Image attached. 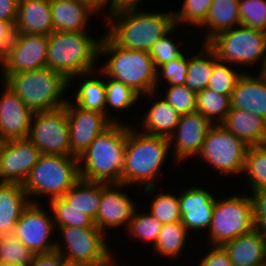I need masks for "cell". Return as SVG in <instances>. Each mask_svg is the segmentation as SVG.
Here are the masks:
<instances>
[{"instance_id": "55", "label": "cell", "mask_w": 266, "mask_h": 266, "mask_svg": "<svg viewBox=\"0 0 266 266\" xmlns=\"http://www.w3.org/2000/svg\"><path fill=\"white\" fill-rule=\"evenodd\" d=\"M0 266H27L24 264H17V263H2Z\"/></svg>"}, {"instance_id": "2", "label": "cell", "mask_w": 266, "mask_h": 266, "mask_svg": "<svg viewBox=\"0 0 266 266\" xmlns=\"http://www.w3.org/2000/svg\"><path fill=\"white\" fill-rule=\"evenodd\" d=\"M170 150L169 138L145 134L129 124L122 184L129 187L141 184L144 193L155 192V180L162 174Z\"/></svg>"}, {"instance_id": "36", "label": "cell", "mask_w": 266, "mask_h": 266, "mask_svg": "<svg viewBox=\"0 0 266 266\" xmlns=\"http://www.w3.org/2000/svg\"><path fill=\"white\" fill-rule=\"evenodd\" d=\"M243 174L248 176L246 179H248L250 191L266 189V147L264 145L249 146Z\"/></svg>"}, {"instance_id": "7", "label": "cell", "mask_w": 266, "mask_h": 266, "mask_svg": "<svg viewBox=\"0 0 266 266\" xmlns=\"http://www.w3.org/2000/svg\"><path fill=\"white\" fill-rule=\"evenodd\" d=\"M79 180L77 157L41 154L23 188L31 203H41L37 201L40 195L48 196L49 200L62 197Z\"/></svg>"}, {"instance_id": "40", "label": "cell", "mask_w": 266, "mask_h": 266, "mask_svg": "<svg viewBox=\"0 0 266 266\" xmlns=\"http://www.w3.org/2000/svg\"><path fill=\"white\" fill-rule=\"evenodd\" d=\"M212 0H184L180 10L173 11L175 25L201 26L210 9Z\"/></svg>"}, {"instance_id": "6", "label": "cell", "mask_w": 266, "mask_h": 266, "mask_svg": "<svg viewBox=\"0 0 266 266\" xmlns=\"http://www.w3.org/2000/svg\"><path fill=\"white\" fill-rule=\"evenodd\" d=\"M3 82L33 112L58 109L67 103L61 96L69 90V81L47 67L10 74Z\"/></svg>"}, {"instance_id": "19", "label": "cell", "mask_w": 266, "mask_h": 266, "mask_svg": "<svg viewBox=\"0 0 266 266\" xmlns=\"http://www.w3.org/2000/svg\"><path fill=\"white\" fill-rule=\"evenodd\" d=\"M0 98V142L28 138L33 111L4 82Z\"/></svg>"}, {"instance_id": "56", "label": "cell", "mask_w": 266, "mask_h": 266, "mask_svg": "<svg viewBox=\"0 0 266 266\" xmlns=\"http://www.w3.org/2000/svg\"><path fill=\"white\" fill-rule=\"evenodd\" d=\"M263 145L266 147V139L264 140V143H263Z\"/></svg>"}, {"instance_id": "9", "label": "cell", "mask_w": 266, "mask_h": 266, "mask_svg": "<svg viewBox=\"0 0 266 266\" xmlns=\"http://www.w3.org/2000/svg\"><path fill=\"white\" fill-rule=\"evenodd\" d=\"M206 44L219 61L235 67L251 68L266 57V32L243 25L218 33Z\"/></svg>"}, {"instance_id": "37", "label": "cell", "mask_w": 266, "mask_h": 266, "mask_svg": "<svg viewBox=\"0 0 266 266\" xmlns=\"http://www.w3.org/2000/svg\"><path fill=\"white\" fill-rule=\"evenodd\" d=\"M137 208L129 222L127 227L128 235L134 237V239H139V241L146 242V244H151L153 247L159 232L162 229L163 224L159 222L150 213H138Z\"/></svg>"}, {"instance_id": "51", "label": "cell", "mask_w": 266, "mask_h": 266, "mask_svg": "<svg viewBox=\"0 0 266 266\" xmlns=\"http://www.w3.org/2000/svg\"><path fill=\"white\" fill-rule=\"evenodd\" d=\"M86 4H88L95 12L96 14L99 13L101 9L103 10L107 4H109V11L107 15H110L111 13L115 12V0H82ZM110 1V2H109Z\"/></svg>"}, {"instance_id": "32", "label": "cell", "mask_w": 266, "mask_h": 266, "mask_svg": "<svg viewBox=\"0 0 266 266\" xmlns=\"http://www.w3.org/2000/svg\"><path fill=\"white\" fill-rule=\"evenodd\" d=\"M189 233L181 222L163 224L158 238L153 246L156 255L177 258L183 253Z\"/></svg>"}, {"instance_id": "10", "label": "cell", "mask_w": 266, "mask_h": 266, "mask_svg": "<svg viewBox=\"0 0 266 266\" xmlns=\"http://www.w3.org/2000/svg\"><path fill=\"white\" fill-rule=\"evenodd\" d=\"M255 228L250 195H231L215 199L211 224L208 229V246H222L237 236Z\"/></svg>"}, {"instance_id": "18", "label": "cell", "mask_w": 266, "mask_h": 266, "mask_svg": "<svg viewBox=\"0 0 266 266\" xmlns=\"http://www.w3.org/2000/svg\"><path fill=\"white\" fill-rule=\"evenodd\" d=\"M125 187L123 184L102 183V196L94 223L105 235H108V229L122 225L127 228L137 208L135 201L120 190Z\"/></svg>"}, {"instance_id": "17", "label": "cell", "mask_w": 266, "mask_h": 266, "mask_svg": "<svg viewBox=\"0 0 266 266\" xmlns=\"http://www.w3.org/2000/svg\"><path fill=\"white\" fill-rule=\"evenodd\" d=\"M212 126L210 121L196 111L180 115L178 125L169 137L173 160L180 163L197 156Z\"/></svg>"}, {"instance_id": "54", "label": "cell", "mask_w": 266, "mask_h": 266, "mask_svg": "<svg viewBox=\"0 0 266 266\" xmlns=\"http://www.w3.org/2000/svg\"><path fill=\"white\" fill-rule=\"evenodd\" d=\"M260 65H261L260 67L262 68L257 75L260 76L266 82V57L264 58L263 62H261Z\"/></svg>"}, {"instance_id": "47", "label": "cell", "mask_w": 266, "mask_h": 266, "mask_svg": "<svg viewBox=\"0 0 266 266\" xmlns=\"http://www.w3.org/2000/svg\"><path fill=\"white\" fill-rule=\"evenodd\" d=\"M198 266H233L222 246H211Z\"/></svg>"}, {"instance_id": "20", "label": "cell", "mask_w": 266, "mask_h": 266, "mask_svg": "<svg viewBox=\"0 0 266 266\" xmlns=\"http://www.w3.org/2000/svg\"><path fill=\"white\" fill-rule=\"evenodd\" d=\"M181 223L188 232L208 230L213 215L215 197L203 187L186 188L178 195Z\"/></svg>"}, {"instance_id": "45", "label": "cell", "mask_w": 266, "mask_h": 266, "mask_svg": "<svg viewBox=\"0 0 266 266\" xmlns=\"http://www.w3.org/2000/svg\"><path fill=\"white\" fill-rule=\"evenodd\" d=\"M167 88V90H166ZM165 88L163 97L179 115H185L196 111V92L183 85L169 86Z\"/></svg>"}, {"instance_id": "31", "label": "cell", "mask_w": 266, "mask_h": 266, "mask_svg": "<svg viewBox=\"0 0 266 266\" xmlns=\"http://www.w3.org/2000/svg\"><path fill=\"white\" fill-rule=\"evenodd\" d=\"M195 56L189 58L185 86L196 93L207 88L214 64L218 61L213 50L206 44Z\"/></svg>"}, {"instance_id": "8", "label": "cell", "mask_w": 266, "mask_h": 266, "mask_svg": "<svg viewBox=\"0 0 266 266\" xmlns=\"http://www.w3.org/2000/svg\"><path fill=\"white\" fill-rule=\"evenodd\" d=\"M57 229L62 233L64 243L57 240L55 250L68 266H117L106 235L97 227L65 226Z\"/></svg>"}, {"instance_id": "22", "label": "cell", "mask_w": 266, "mask_h": 266, "mask_svg": "<svg viewBox=\"0 0 266 266\" xmlns=\"http://www.w3.org/2000/svg\"><path fill=\"white\" fill-rule=\"evenodd\" d=\"M231 108L246 110L266 119V82L243 72L230 96Z\"/></svg>"}, {"instance_id": "38", "label": "cell", "mask_w": 266, "mask_h": 266, "mask_svg": "<svg viewBox=\"0 0 266 266\" xmlns=\"http://www.w3.org/2000/svg\"><path fill=\"white\" fill-rule=\"evenodd\" d=\"M162 224L181 222L180 203L177 195L159 193L153 199L149 212Z\"/></svg>"}, {"instance_id": "26", "label": "cell", "mask_w": 266, "mask_h": 266, "mask_svg": "<svg viewBox=\"0 0 266 266\" xmlns=\"http://www.w3.org/2000/svg\"><path fill=\"white\" fill-rule=\"evenodd\" d=\"M30 203L22 184L0 182V236L13 232Z\"/></svg>"}, {"instance_id": "34", "label": "cell", "mask_w": 266, "mask_h": 266, "mask_svg": "<svg viewBox=\"0 0 266 266\" xmlns=\"http://www.w3.org/2000/svg\"><path fill=\"white\" fill-rule=\"evenodd\" d=\"M230 109L229 95L217 93L209 88L196 93V112L204 116L213 125L220 124Z\"/></svg>"}, {"instance_id": "13", "label": "cell", "mask_w": 266, "mask_h": 266, "mask_svg": "<svg viewBox=\"0 0 266 266\" xmlns=\"http://www.w3.org/2000/svg\"><path fill=\"white\" fill-rule=\"evenodd\" d=\"M51 210L47 212L41 203H30L20 216L12 234L33 254L55 250L52 234L56 231ZM55 241V242H54Z\"/></svg>"}, {"instance_id": "25", "label": "cell", "mask_w": 266, "mask_h": 266, "mask_svg": "<svg viewBox=\"0 0 266 266\" xmlns=\"http://www.w3.org/2000/svg\"><path fill=\"white\" fill-rule=\"evenodd\" d=\"M220 125L248 146L263 145L266 119L246 110L231 108Z\"/></svg>"}, {"instance_id": "30", "label": "cell", "mask_w": 266, "mask_h": 266, "mask_svg": "<svg viewBox=\"0 0 266 266\" xmlns=\"http://www.w3.org/2000/svg\"><path fill=\"white\" fill-rule=\"evenodd\" d=\"M102 196V182L80 179L62 198L72 208H78L95 220Z\"/></svg>"}, {"instance_id": "4", "label": "cell", "mask_w": 266, "mask_h": 266, "mask_svg": "<svg viewBox=\"0 0 266 266\" xmlns=\"http://www.w3.org/2000/svg\"><path fill=\"white\" fill-rule=\"evenodd\" d=\"M101 56L108 57L100 68L107 77L125 83L142 97L158 96L157 70L147 51L122 48L105 33L99 44V58Z\"/></svg>"}, {"instance_id": "15", "label": "cell", "mask_w": 266, "mask_h": 266, "mask_svg": "<svg viewBox=\"0 0 266 266\" xmlns=\"http://www.w3.org/2000/svg\"><path fill=\"white\" fill-rule=\"evenodd\" d=\"M70 137V151L80 157L93 140L103 133L113 122L103 113L85 110L67 99L65 104Z\"/></svg>"}, {"instance_id": "5", "label": "cell", "mask_w": 266, "mask_h": 266, "mask_svg": "<svg viewBox=\"0 0 266 266\" xmlns=\"http://www.w3.org/2000/svg\"><path fill=\"white\" fill-rule=\"evenodd\" d=\"M98 38L88 31L52 32L48 36L46 67L61 73L68 81L97 70L101 37Z\"/></svg>"}, {"instance_id": "28", "label": "cell", "mask_w": 266, "mask_h": 266, "mask_svg": "<svg viewBox=\"0 0 266 266\" xmlns=\"http://www.w3.org/2000/svg\"><path fill=\"white\" fill-rule=\"evenodd\" d=\"M241 25L239 16V0H212L208 15L200 26L206 30L203 37L207 43L218 33ZM208 29V30H207Z\"/></svg>"}, {"instance_id": "14", "label": "cell", "mask_w": 266, "mask_h": 266, "mask_svg": "<svg viewBox=\"0 0 266 266\" xmlns=\"http://www.w3.org/2000/svg\"><path fill=\"white\" fill-rule=\"evenodd\" d=\"M47 49V35L15 34L6 50L2 82L10 74L46 67Z\"/></svg>"}, {"instance_id": "42", "label": "cell", "mask_w": 266, "mask_h": 266, "mask_svg": "<svg viewBox=\"0 0 266 266\" xmlns=\"http://www.w3.org/2000/svg\"><path fill=\"white\" fill-rule=\"evenodd\" d=\"M241 25L266 32V0H239Z\"/></svg>"}, {"instance_id": "39", "label": "cell", "mask_w": 266, "mask_h": 266, "mask_svg": "<svg viewBox=\"0 0 266 266\" xmlns=\"http://www.w3.org/2000/svg\"><path fill=\"white\" fill-rule=\"evenodd\" d=\"M230 65L231 64L228 65L227 63L218 60L214 64L207 88L217 93L231 96L238 78L245 71H236L234 69L235 66L231 67Z\"/></svg>"}, {"instance_id": "27", "label": "cell", "mask_w": 266, "mask_h": 266, "mask_svg": "<svg viewBox=\"0 0 266 266\" xmlns=\"http://www.w3.org/2000/svg\"><path fill=\"white\" fill-rule=\"evenodd\" d=\"M151 105L140 122L141 132L169 138L178 125L180 115L164 98H156Z\"/></svg>"}, {"instance_id": "44", "label": "cell", "mask_w": 266, "mask_h": 266, "mask_svg": "<svg viewBox=\"0 0 266 266\" xmlns=\"http://www.w3.org/2000/svg\"><path fill=\"white\" fill-rule=\"evenodd\" d=\"M176 28H178L177 25L163 35L158 41H156L148 52L152 58L153 65L156 70L161 65L171 60L177 59L184 53V51L179 48L180 46L176 44L174 39L169 37V35L172 34Z\"/></svg>"}, {"instance_id": "33", "label": "cell", "mask_w": 266, "mask_h": 266, "mask_svg": "<svg viewBox=\"0 0 266 266\" xmlns=\"http://www.w3.org/2000/svg\"><path fill=\"white\" fill-rule=\"evenodd\" d=\"M97 74L103 75L105 78V91H106V99H105V115L113 122V123H122L121 119L115 118L112 115L107 113L108 107L109 109L113 108L118 110H125L126 108L132 107L140 98V95L135 92L132 88H130L125 83L115 80L111 77H107L101 70H98ZM99 72V73H98ZM110 116V117H109ZM114 117V118H113Z\"/></svg>"}, {"instance_id": "52", "label": "cell", "mask_w": 266, "mask_h": 266, "mask_svg": "<svg viewBox=\"0 0 266 266\" xmlns=\"http://www.w3.org/2000/svg\"><path fill=\"white\" fill-rule=\"evenodd\" d=\"M144 0H115V11L125 8H138Z\"/></svg>"}, {"instance_id": "46", "label": "cell", "mask_w": 266, "mask_h": 266, "mask_svg": "<svg viewBox=\"0 0 266 266\" xmlns=\"http://www.w3.org/2000/svg\"><path fill=\"white\" fill-rule=\"evenodd\" d=\"M250 192L255 228L266 237V189Z\"/></svg>"}, {"instance_id": "41", "label": "cell", "mask_w": 266, "mask_h": 266, "mask_svg": "<svg viewBox=\"0 0 266 266\" xmlns=\"http://www.w3.org/2000/svg\"><path fill=\"white\" fill-rule=\"evenodd\" d=\"M33 257L34 254L12 233L0 236V264L17 263L28 266Z\"/></svg>"}, {"instance_id": "48", "label": "cell", "mask_w": 266, "mask_h": 266, "mask_svg": "<svg viewBox=\"0 0 266 266\" xmlns=\"http://www.w3.org/2000/svg\"><path fill=\"white\" fill-rule=\"evenodd\" d=\"M28 266H68L67 261L56 250L48 253L34 254Z\"/></svg>"}, {"instance_id": "1", "label": "cell", "mask_w": 266, "mask_h": 266, "mask_svg": "<svg viewBox=\"0 0 266 266\" xmlns=\"http://www.w3.org/2000/svg\"><path fill=\"white\" fill-rule=\"evenodd\" d=\"M125 8L107 15L105 32L118 46L149 52L174 26V13Z\"/></svg>"}, {"instance_id": "50", "label": "cell", "mask_w": 266, "mask_h": 266, "mask_svg": "<svg viewBox=\"0 0 266 266\" xmlns=\"http://www.w3.org/2000/svg\"><path fill=\"white\" fill-rule=\"evenodd\" d=\"M15 33V25L12 22L0 20V41H13Z\"/></svg>"}, {"instance_id": "43", "label": "cell", "mask_w": 266, "mask_h": 266, "mask_svg": "<svg viewBox=\"0 0 266 266\" xmlns=\"http://www.w3.org/2000/svg\"><path fill=\"white\" fill-rule=\"evenodd\" d=\"M184 53L179 56L177 59L171 60L157 69L156 73V91L159 88L160 82L166 80V86H176L185 84L187 77V68L189 63V57ZM160 81V82H159Z\"/></svg>"}, {"instance_id": "12", "label": "cell", "mask_w": 266, "mask_h": 266, "mask_svg": "<svg viewBox=\"0 0 266 266\" xmlns=\"http://www.w3.org/2000/svg\"><path fill=\"white\" fill-rule=\"evenodd\" d=\"M28 139L41 154L74 156L70 151L69 125L65 106L33 113Z\"/></svg>"}, {"instance_id": "49", "label": "cell", "mask_w": 266, "mask_h": 266, "mask_svg": "<svg viewBox=\"0 0 266 266\" xmlns=\"http://www.w3.org/2000/svg\"><path fill=\"white\" fill-rule=\"evenodd\" d=\"M19 0H0V20L10 21L15 25Z\"/></svg>"}, {"instance_id": "11", "label": "cell", "mask_w": 266, "mask_h": 266, "mask_svg": "<svg viewBox=\"0 0 266 266\" xmlns=\"http://www.w3.org/2000/svg\"><path fill=\"white\" fill-rule=\"evenodd\" d=\"M248 148L244 141L217 124L208 131L197 156L217 173L235 176L243 174Z\"/></svg>"}, {"instance_id": "35", "label": "cell", "mask_w": 266, "mask_h": 266, "mask_svg": "<svg viewBox=\"0 0 266 266\" xmlns=\"http://www.w3.org/2000/svg\"><path fill=\"white\" fill-rule=\"evenodd\" d=\"M48 203L56 230L58 227L65 226L96 227L94 220L90 216L78 208L70 207L62 197L51 199Z\"/></svg>"}, {"instance_id": "16", "label": "cell", "mask_w": 266, "mask_h": 266, "mask_svg": "<svg viewBox=\"0 0 266 266\" xmlns=\"http://www.w3.org/2000/svg\"><path fill=\"white\" fill-rule=\"evenodd\" d=\"M41 153L28 139H12L0 142V182L22 184Z\"/></svg>"}, {"instance_id": "24", "label": "cell", "mask_w": 266, "mask_h": 266, "mask_svg": "<svg viewBox=\"0 0 266 266\" xmlns=\"http://www.w3.org/2000/svg\"><path fill=\"white\" fill-rule=\"evenodd\" d=\"M50 8L56 32L87 31L90 16L96 13L82 0H50Z\"/></svg>"}, {"instance_id": "3", "label": "cell", "mask_w": 266, "mask_h": 266, "mask_svg": "<svg viewBox=\"0 0 266 266\" xmlns=\"http://www.w3.org/2000/svg\"><path fill=\"white\" fill-rule=\"evenodd\" d=\"M128 124L113 123L78 157L80 179L122 184ZM83 162V163H82Z\"/></svg>"}, {"instance_id": "23", "label": "cell", "mask_w": 266, "mask_h": 266, "mask_svg": "<svg viewBox=\"0 0 266 266\" xmlns=\"http://www.w3.org/2000/svg\"><path fill=\"white\" fill-rule=\"evenodd\" d=\"M15 34H42L54 32L50 0H19Z\"/></svg>"}, {"instance_id": "29", "label": "cell", "mask_w": 266, "mask_h": 266, "mask_svg": "<svg viewBox=\"0 0 266 266\" xmlns=\"http://www.w3.org/2000/svg\"><path fill=\"white\" fill-rule=\"evenodd\" d=\"M94 72L96 73V71L93 70L84 74L76 75L69 80L70 87V83L75 81L74 79L86 77V79L84 78V81L81 79L82 82L80 83L74 97V102L76 103L73 102V104L85 110L98 111L105 114V82L102 80L103 78L99 79L95 77ZM90 75H94V77L87 78V76L89 77Z\"/></svg>"}, {"instance_id": "53", "label": "cell", "mask_w": 266, "mask_h": 266, "mask_svg": "<svg viewBox=\"0 0 266 266\" xmlns=\"http://www.w3.org/2000/svg\"><path fill=\"white\" fill-rule=\"evenodd\" d=\"M12 41H0V66L3 70L4 65H5V54L7 47Z\"/></svg>"}, {"instance_id": "21", "label": "cell", "mask_w": 266, "mask_h": 266, "mask_svg": "<svg viewBox=\"0 0 266 266\" xmlns=\"http://www.w3.org/2000/svg\"><path fill=\"white\" fill-rule=\"evenodd\" d=\"M233 266L266 264V237L256 228L222 245Z\"/></svg>"}]
</instances>
